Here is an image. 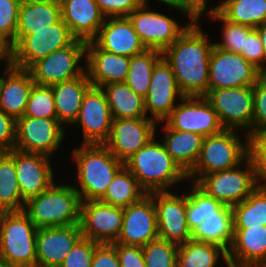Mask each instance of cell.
Segmentation results:
<instances>
[{
  "label": "cell",
  "mask_w": 266,
  "mask_h": 267,
  "mask_svg": "<svg viewBox=\"0 0 266 267\" xmlns=\"http://www.w3.org/2000/svg\"><path fill=\"white\" fill-rule=\"evenodd\" d=\"M209 39L201 29L199 20H194L162 52L184 96H205L208 93L209 59L214 47Z\"/></svg>",
  "instance_id": "obj_1"
},
{
  "label": "cell",
  "mask_w": 266,
  "mask_h": 267,
  "mask_svg": "<svg viewBox=\"0 0 266 267\" xmlns=\"http://www.w3.org/2000/svg\"><path fill=\"white\" fill-rule=\"evenodd\" d=\"M77 166V183L74 185L81 202L100 200L106 193L115 174L124 166L104 144H82L72 151Z\"/></svg>",
  "instance_id": "obj_2"
},
{
  "label": "cell",
  "mask_w": 266,
  "mask_h": 267,
  "mask_svg": "<svg viewBox=\"0 0 266 267\" xmlns=\"http://www.w3.org/2000/svg\"><path fill=\"white\" fill-rule=\"evenodd\" d=\"M154 138L124 163L147 194L168 191L171 186L187 179L163 142Z\"/></svg>",
  "instance_id": "obj_3"
},
{
  "label": "cell",
  "mask_w": 266,
  "mask_h": 267,
  "mask_svg": "<svg viewBox=\"0 0 266 267\" xmlns=\"http://www.w3.org/2000/svg\"><path fill=\"white\" fill-rule=\"evenodd\" d=\"M55 183L25 202L23 211L37 228L80 224L78 192L73 185Z\"/></svg>",
  "instance_id": "obj_4"
},
{
  "label": "cell",
  "mask_w": 266,
  "mask_h": 267,
  "mask_svg": "<svg viewBox=\"0 0 266 267\" xmlns=\"http://www.w3.org/2000/svg\"><path fill=\"white\" fill-rule=\"evenodd\" d=\"M235 130L223 129L203 139L199 158L187 179L196 183L204 175L229 170L241 165L251 155V140L246 135L245 143Z\"/></svg>",
  "instance_id": "obj_5"
},
{
  "label": "cell",
  "mask_w": 266,
  "mask_h": 267,
  "mask_svg": "<svg viewBox=\"0 0 266 267\" xmlns=\"http://www.w3.org/2000/svg\"><path fill=\"white\" fill-rule=\"evenodd\" d=\"M37 229L23 210L0 212V259L11 267H37Z\"/></svg>",
  "instance_id": "obj_6"
},
{
  "label": "cell",
  "mask_w": 266,
  "mask_h": 267,
  "mask_svg": "<svg viewBox=\"0 0 266 267\" xmlns=\"http://www.w3.org/2000/svg\"><path fill=\"white\" fill-rule=\"evenodd\" d=\"M195 184L222 204L234 206L258 187L255 161L250 155L241 165L204 175Z\"/></svg>",
  "instance_id": "obj_7"
},
{
  "label": "cell",
  "mask_w": 266,
  "mask_h": 267,
  "mask_svg": "<svg viewBox=\"0 0 266 267\" xmlns=\"http://www.w3.org/2000/svg\"><path fill=\"white\" fill-rule=\"evenodd\" d=\"M75 39L61 19L46 29L34 30V33L25 35L9 51V63L20 69H29L38 60L70 45Z\"/></svg>",
  "instance_id": "obj_8"
},
{
  "label": "cell",
  "mask_w": 266,
  "mask_h": 267,
  "mask_svg": "<svg viewBox=\"0 0 266 267\" xmlns=\"http://www.w3.org/2000/svg\"><path fill=\"white\" fill-rule=\"evenodd\" d=\"M86 43L75 39L70 45L55 50L35 62L28 69L35 84L52 86L81 76L85 72V67L79 65V62L86 59Z\"/></svg>",
  "instance_id": "obj_9"
},
{
  "label": "cell",
  "mask_w": 266,
  "mask_h": 267,
  "mask_svg": "<svg viewBox=\"0 0 266 267\" xmlns=\"http://www.w3.org/2000/svg\"><path fill=\"white\" fill-rule=\"evenodd\" d=\"M205 97L217 113L224 129L252 132L253 86H241L210 90Z\"/></svg>",
  "instance_id": "obj_10"
},
{
  "label": "cell",
  "mask_w": 266,
  "mask_h": 267,
  "mask_svg": "<svg viewBox=\"0 0 266 267\" xmlns=\"http://www.w3.org/2000/svg\"><path fill=\"white\" fill-rule=\"evenodd\" d=\"M263 73L242 55L213 47L209 59L210 90L253 86Z\"/></svg>",
  "instance_id": "obj_11"
},
{
  "label": "cell",
  "mask_w": 266,
  "mask_h": 267,
  "mask_svg": "<svg viewBox=\"0 0 266 267\" xmlns=\"http://www.w3.org/2000/svg\"><path fill=\"white\" fill-rule=\"evenodd\" d=\"M148 7V4H141L128 16L146 49L163 52L194 21L190 20L182 26L175 19L157 11L153 12Z\"/></svg>",
  "instance_id": "obj_12"
},
{
  "label": "cell",
  "mask_w": 266,
  "mask_h": 267,
  "mask_svg": "<svg viewBox=\"0 0 266 267\" xmlns=\"http://www.w3.org/2000/svg\"><path fill=\"white\" fill-rule=\"evenodd\" d=\"M64 133L58 119L22 116L16 119L15 149L52 157L61 145Z\"/></svg>",
  "instance_id": "obj_13"
},
{
  "label": "cell",
  "mask_w": 266,
  "mask_h": 267,
  "mask_svg": "<svg viewBox=\"0 0 266 267\" xmlns=\"http://www.w3.org/2000/svg\"><path fill=\"white\" fill-rule=\"evenodd\" d=\"M164 122L171 129L194 132L204 138L224 129L205 96H184Z\"/></svg>",
  "instance_id": "obj_14"
},
{
  "label": "cell",
  "mask_w": 266,
  "mask_h": 267,
  "mask_svg": "<svg viewBox=\"0 0 266 267\" xmlns=\"http://www.w3.org/2000/svg\"><path fill=\"white\" fill-rule=\"evenodd\" d=\"M156 209L158 238L176 245L190 241L191 231L187 224V195L178 196L171 191L152 192L149 194Z\"/></svg>",
  "instance_id": "obj_15"
},
{
  "label": "cell",
  "mask_w": 266,
  "mask_h": 267,
  "mask_svg": "<svg viewBox=\"0 0 266 267\" xmlns=\"http://www.w3.org/2000/svg\"><path fill=\"white\" fill-rule=\"evenodd\" d=\"M123 220V208L89 200L80 204V228L82 237L102 243L117 240Z\"/></svg>",
  "instance_id": "obj_16"
},
{
  "label": "cell",
  "mask_w": 266,
  "mask_h": 267,
  "mask_svg": "<svg viewBox=\"0 0 266 267\" xmlns=\"http://www.w3.org/2000/svg\"><path fill=\"white\" fill-rule=\"evenodd\" d=\"M156 122L150 118L113 119L104 145L122 163L156 137Z\"/></svg>",
  "instance_id": "obj_17"
},
{
  "label": "cell",
  "mask_w": 266,
  "mask_h": 267,
  "mask_svg": "<svg viewBox=\"0 0 266 267\" xmlns=\"http://www.w3.org/2000/svg\"><path fill=\"white\" fill-rule=\"evenodd\" d=\"M183 97L170 64L162 56L154 66L149 90L144 98L147 117L151 113V120L164 122L176 107L175 102Z\"/></svg>",
  "instance_id": "obj_18"
},
{
  "label": "cell",
  "mask_w": 266,
  "mask_h": 267,
  "mask_svg": "<svg viewBox=\"0 0 266 267\" xmlns=\"http://www.w3.org/2000/svg\"><path fill=\"white\" fill-rule=\"evenodd\" d=\"M158 238V223L153 198L147 194L140 201L123 208L121 232L113 243L143 247Z\"/></svg>",
  "instance_id": "obj_19"
},
{
  "label": "cell",
  "mask_w": 266,
  "mask_h": 267,
  "mask_svg": "<svg viewBox=\"0 0 266 267\" xmlns=\"http://www.w3.org/2000/svg\"><path fill=\"white\" fill-rule=\"evenodd\" d=\"M112 120L104 91L92 86L86 92L78 117L73 123L82 127L83 144H104L109 138Z\"/></svg>",
  "instance_id": "obj_20"
},
{
  "label": "cell",
  "mask_w": 266,
  "mask_h": 267,
  "mask_svg": "<svg viewBox=\"0 0 266 267\" xmlns=\"http://www.w3.org/2000/svg\"><path fill=\"white\" fill-rule=\"evenodd\" d=\"M50 157L14 149L16 176L22 199L38 196L54 183Z\"/></svg>",
  "instance_id": "obj_21"
},
{
  "label": "cell",
  "mask_w": 266,
  "mask_h": 267,
  "mask_svg": "<svg viewBox=\"0 0 266 267\" xmlns=\"http://www.w3.org/2000/svg\"><path fill=\"white\" fill-rule=\"evenodd\" d=\"M81 237L79 224L38 228L36 234L37 267H59Z\"/></svg>",
  "instance_id": "obj_22"
},
{
  "label": "cell",
  "mask_w": 266,
  "mask_h": 267,
  "mask_svg": "<svg viewBox=\"0 0 266 267\" xmlns=\"http://www.w3.org/2000/svg\"><path fill=\"white\" fill-rule=\"evenodd\" d=\"M92 41L104 51L130 58L146 50L128 16L106 17Z\"/></svg>",
  "instance_id": "obj_23"
},
{
  "label": "cell",
  "mask_w": 266,
  "mask_h": 267,
  "mask_svg": "<svg viewBox=\"0 0 266 267\" xmlns=\"http://www.w3.org/2000/svg\"><path fill=\"white\" fill-rule=\"evenodd\" d=\"M85 58V71L92 86L101 88L108 83L126 81L130 57L104 51L93 41H88Z\"/></svg>",
  "instance_id": "obj_24"
},
{
  "label": "cell",
  "mask_w": 266,
  "mask_h": 267,
  "mask_svg": "<svg viewBox=\"0 0 266 267\" xmlns=\"http://www.w3.org/2000/svg\"><path fill=\"white\" fill-rule=\"evenodd\" d=\"M62 21L71 34L85 42L92 41L104 23L96 0H61Z\"/></svg>",
  "instance_id": "obj_25"
},
{
  "label": "cell",
  "mask_w": 266,
  "mask_h": 267,
  "mask_svg": "<svg viewBox=\"0 0 266 267\" xmlns=\"http://www.w3.org/2000/svg\"><path fill=\"white\" fill-rule=\"evenodd\" d=\"M3 75L0 77V110L18 119L24 116L35 82L28 69H20L10 63Z\"/></svg>",
  "instance_id": "obj_26"
},
{
  "label": "cell",
  "mask_w": 266,
  "mask_h": 267,
  "mask_svg": "<svg viewBox=\"0 0 266 267\" xmlns=\"http://www.w3.org/2000/svg\"><path fill=\"white\" fill-rule=\"evenodd\" d=\"M228 261L232 267L266 261V225L234 228V239L228 251Z\"/></svg>",
  "instance_id": "obj_27"
},
{
  "label": "cell",
  "mask_w": 266,
  "mask_h": 267,
  "mask_svg": "<svg viewBox=\"0 0 266 267\" xmlns=\"http://www.w3.org/2000/svg\"><path fill=\"white\" fill-rule=\"evenodd\" d=\"M62 19L60 3L50 1L23 0L18 15L15 45L34 30L46 29Z\"/></svg>",
  "instance_id": "obj_28"
},
{
  "label": "cell",
  "mask_w": 266,
  "mask_h": 267,
  "mask_svg": "<svg viewBox=\"0 0 266 267\" xmlns=\"http://www.w3.org/2000/svg\"><path fill=\"white\" fill-rule=\"evenodd\" d=\"M57 119L62 124H73L80 112L86 92L92 87L86 71L79 77L52 85Z\"/></svg>",
  "instance_id": "obj_29"
},
{
  "label": "cell",
  "mask_w": 266,
  "mask_h": 267,
  "mask_svg": "<svg viewBox=\"0 0 266 267\" xmlns=\"http://www.w3.org/2000/svg\"><path fill=\"white\" fill-rule=\"evenodd\" d=\"M163 144L181 170L187 175L195 166L201 151L204 137L194 132L171 129L165 122Z\"/></svg>",
  "instance_id": "obj_30"
},
{
  "label": "cell",
  "mask_w": 266,
  "mask_h": 267,
  "mask_svg": "<svg viewBox=\"0 0 266 267\" xmlns=\"http://www.w3.org/2000/svg\"><path fill=\"white\" fill-rule=\"evenodd\" d=\"M191 238L196 241L215 244L228 252L234 239L232 206L223 204L191 232Z\"/></svg>",
  "instance_id": "obj_31"
},
{
  "label": "cell",
  "mask_w": 266,
  "mask_h": 267,
  "mask_svg": "<svg viewBox=\"0 0 266 267\" xmlns=\"http://www.w3.org/2000/svg\"><path fill=\"white\" fill-rule=\"evenodd\" d=\"M112 119L149 118L144 98L137 95L125 82L103 85Z\"/></svg>",
  "instance_id": "obj_32"
},
{
  "label": "cell",
  "mask_w": 266,
  "mask_h": 267,
  "mask_svg": "<svg viewBox=\"0 0 266 267\" xmlns=\"http://www.w3.org/2000/svg\"><path fill=\"white\" fill-rule=\"evenodd\" d=\"M222 256V257H221ZM229 265L228 252L220 246L191 239L179 245L177 252V267H215L219 259Z\"/></svg>",
  "instance_id": "obj_33"
},
{
  "label": "cell",
  "mask_w": 266,
  "mask_h": 267,
  "mask_svg": "<svg viewBox=\"0 0 266 267\" xmlns=\"http://www.w3.org/2000/svg\"><path fill=\"white\" fill-rule=\"evenodd\" d=\"M213 11H218L232 23L252 28L266 22V0H225L206 12Z\"/></svg>",
  "instance_id": "obj_34"
},
{
  "label": "cell",
  "mask_w": 266,
  "mask_h": 267,
  "mask_svg": "<svg viewBox=\"0 0 266 267\" xmlns=\"http://www.w3.org/2000/svg\"><path fill=\"white\" fill-rule=\"evenodd\" d=\"M22 199L16 176L14 149L0 152V212L21 211Z\"/></svg>",
  "instance_id": "obj_35"
},
{
  "label": "cell",
  "mask_w": 266,
  "mask_h": 267,
  "mask_svg": "<svg viewBox=\"0 0 266 267\" xmlns=\"http://www.w3.org/2000/svg\"><path fill=\"white\" fill-rule=\"evenodd\" d=\"M147 193L140 187L136 177L123 166L114 176L106 193L100 199L102 203L128 207L140 201Z\"/></svg>",
  "instance_id": "obj_36"
},
{
  "label": "cell",
  "mask_w": 266,
  "mask_h": 267,
  "mask_svg": "<svg viewBox=\"0 0 266 267\" xmlns=\"http://www.w3.org/2000/svg\"><path fill=\"white\" fill-rule=\"evenodd\" d=\"M162 57V52L146 49L144 52L130 58L128 76L125 83L139 96L145 98L151 82L156 62Z\"/></svg>",
  "instance_id": "obj_37"
},
{
  "label": "cell",
  "mask_w": 266,
  "mask_h": 267,
  "mask_svg": "<svg viewBox=\"0 0 266 267\" xmlns=\"http://www.w3.org/2000/svg\"><path fill=\"white\" fill-rule=\"evenodd\" d=\"M234 228L266 225V189L257 187L243 202L232 206Z\"/></svg>",
  "instance_id": "obj_38"
},
{
  "label": "cell",
  "mask_w": 266,
  "mask_h": 267,
  "mask_svg": "<svg viewBox=\"0 0 266 267\" xmlns=\"http://www.w3.org/2000/svg\"><path fill=\"white\" fill-rule=\"evenodd\" d=\"M193 185L190 193H186V219L191 232L223 205L214 197L207 195L195 183Z\"/></svg>",
  "instance_id": "obj_39"
},
{
  "label": "cell",
  "mask_w": 266,
  "mask_h": 267,
  "mask_svg": "<svg viewBox=\"0 0 266 267\" xmlns=\"http://www.w3.org/2000/svg\"><path fill=\"white\" fill-rule=\"evenodd\" d=\"M211 19L222 21V41L215 42L214 46L230 51L233 53L241 54L244 49L245 37L254 29L242 24H236L225 19L218 11L207 13Z\"/></svg>",
  "instance_id": "obj_40"
},
{
  "label": "cell",
  "mask_w": 266,
  "mask_h": 267,
  "mask_svg": "<svg viewBox=\"0 0 266 267\" xmlns=\"http://www.w3.org/2000/svg\"><path fill=\"white\" fill-rule=\"evenodd\" d=\"M178 245L157 238L142 248L146 267H177Z\"/></svg>",
  "instance_id": "obj_41"
},
{
  "label": "cell",
  "mask_w": 266,
  "mask_h": 267,
  "mask_svg": "<svg viewBox=\"0 0 266 267\" xmlns=\"http://www.w3.org/2000/svg\"><path fill=\"white\" fill-rule=\"evenodd\" d=\"M24 116L57 119L51 86L33 85Z\"/></svg>",
  "instance_id": "obj_42"
},
{
  "label": "cell",
  "mask_w": 266,
  "mask_h": 267,
  "mask_svg": "<svg viewBox=\"0 0 266 267\" xmlns=\"http://www.w3.org/2000/svg\"><path fill=\"white\" fill-rule=\"evenodd\" d=\"M23 0H0V47L9 51L15 46V33Z\"/></svg>",
  "instance_id": "obj_43"
},
{
  "label": "cell",
  "mask_w": 266,
  "mask_h": 267,
  "mask_svg": "<svg viewBox=\"0 0 266 267\" xmlns=\"http://www.w3.org/2000/svg\"><path fill=\"white\" fill-rule=\"evenodd\" d=\"M253 100L252 132L248 135L251 141L266 131V74L253 85Z\"/></svg>",
  "instance_id": "obj_44"
},
{
  "label": "cell",
  "mask_w": 266,
  "mask_h": 267,
  "mask_svg": "<svg viewBox=\"0 0 266 267\" xmlns=\"http://www.w3.org/2000/svg\"><path fill=\"white\" fill-rule=\"evenodd\" d=\"M100 243L81 237L59 267H91L95 248Z\"/></svg>",
  "instance_id": "obj_45"
},
{
  "label": "cell",
  "mask_w": 266,
  "mask_h": 267,
  "mask_svg": "<svg viewBox=\"0 0 266 267\" xmlns=\"http://www.w3.org/2000/svg\"><path fill=\"white\" fill-rule=\"evenodd\" d=\"M240 55H242L248 62L252 63L263 74H266V66H264L265 54L262 40L256 28L245 37L244 49H242Z\"/></svg>",
  "instance_id": "obj_46"
},
{
  "label": "cell",
  "mask_w": 266,
  "mask_h": 267,
  "mask_svg": "<svg viewBox=\"0 0 266 267\" xmlns=\"http://www.w3.org/2000/svg\"><path fill=\"white\" fill-rule=\"evenodd\" d=\"M105 17L129 16L141 4L138 0H96Z\"/></svg>",
  "instance_id": "obj_47"
},
{
  "label": "cell",
  "mask_w": 266,
  "mask_h": 267,
  "mask_svg": "<svg viewBox=\"0 0 266 267\" xmlns=\"http://www.w3.org/2000/svg\"><path fill=\"white\" fill-rule=\"evenodd\" d=\"M115 248L120 267H146L140 246L111 243Z\"/></svg>",
  "instance_id": "obj_48"
},
{
  "label": "cell",
  "mask_w": 266,
  "mask_h": 267,
  "mask_svg": "<svg viewBox=\"0 0 266 267\" xmlns=\"http://www.w3.org/2000/svg\"><path fill=\"white\" fill-rule=\"evenodd\" d=\"M16 119L0 110V152L15 149Z\"/></svg>",
  "instance_id": "obj_49"
},
{
  "label": "cell",
  "mask_w": 266,
  "mask_h": 267,
  "mask_svg": "<svg viewBox=\"0 0 266 267\" xmlns=\"http://www.w3.org/2000/svg\"><path fill=\"white\" fill-rule=\"evenodd\" d=\"M91 267H120L116 248L109 243L99 244L95 248Z\"/></svg>",
  "instance_id": "obj_50"
},
{
  "label": "cell",
  "mask_w": 266,
  "mask_h": 267,
  "mask_svg": "<svg viewBox=\"0 0 266 267\" xmlns=\"http://www.w3.org/2000/svg\"><path fill=\"white\" fill-rule=\"evenodd\" d=\"M177 6L183 8L194 20H199L206 14L208 0H171Z\"/></svg>",
  "instance_id": "obj_51"
},
{
  "label": "cell",
  "mask_w": 266,
  "mask_h": 267,
  "mask_svg": "<svg viewBox=\"0 0 266 267\" xmlns=\"http://www.w3.org/2000/svg\"><path fill=\"white\" fill-rule=\"evenodd\" d=\"M251 156L256 165L257 186L266 189V153H251Z\"/></svg>",
  "instance_id": "obj_52"
},
{
  "label": "cell",
  "mask_w": 266,
  "mask_h": 267,
  "mask_svg": "<svg viewBox=\"0 0 266 267\" xmlns=\"http://www.w3.org/2000/svg\"><path fill=\"white\" fill-rule=\"evenodd\" d=\"M251 153H266V131L251 142Z\"/></svg>",
  "instance_id": "obj_53"
},
{
  "label": "cell",
  "mask_w": 266,
  "mask_h": 267,
  "mask_svg": "<svg viewBox=\"0 0 266 267\" xmlns=\"http://www.w3.org/2000/svg\"><path fill=\"white\" fill-rule=\"evenodd\" d=\"M140 2V4H148V0H138ZM159 3H163L167 6H170L172 8H175L181 12H183V15L187 14L186 16L189 17L190 20H194L183 8L177 6L176 4H174L171 0H157Z\"/></svg>",
  "instance_id": "obj_54"
},
{
  "label": "cell",
  "mask_w": 266,
  "mask_h": 267,
  "mask_svg": "<svg viewBox=\"0 0 266 267\" xmlns=\"http://www.w3.org/2000/svg\"><path fill=\"white\" fill-rule=\"evenodd\" d=\"M256 29L258 30V33L260 34L262 40L263 50L265 54V63H266V22L256 27Z\"/></svg>",
  "instance_id": "obj_55"
},
{
  "label": "cell",
  "mask_w": 266,
  "mask_h": 267,
  "mask_svg": "<svg viewBox=\"0 0 266 267\" xmlns=\"http://www.w3.org/2000/svg\"><path fill=\"white\" fill-rule=\"evenodd\" d=\"M6 60V65L9 64V50L4 47H0V60Z\"/></svg>",
  "instance_id": "obj_56"
},
{
  "label": "cell",
  "mask_w": 266,
  "mask_h": 267,
  "mask_svg": "<svg viewBox=\"0 0 266 267\" xmlns=\"http://www.w3.org/2000/svg\"><path fill=\"white\" fill-rule=\"evenodd\" d=\"M243 267H266V261L253 262V263L247 264V265H245Z\"/></svg>",
  "instance_id": "obj_57"
},
{
  "label": "cell",
  "mask_w": 266,
  "mask_h": 267,
  "mask_svg": "<svg viewBox=\"0 0 266 267\" xmlns=\"http://www.w3.org/2000/svg\"><path fill=\"white\" fill-rule=\"evenodd\" d=\"M0 267H11V266H9L6 262L0 259Z\"/></svg>",
  "instance_id": "obj_58"
},
{
  "label": "cell",
  "mask_w": 266,
  "mask_h": 267,
  "mask_svg": "<svg viewBox=\"0 0 266 267\" xmlns=\"http://www.w3.org/2000/svg\"><path fill=\"white\" fill-rule=\"evenodd\" d=\"M37 1H50L55 3H61V0H37Z\"/></svg>",
  "instance_id": "obj_59"
}]
</instances>
